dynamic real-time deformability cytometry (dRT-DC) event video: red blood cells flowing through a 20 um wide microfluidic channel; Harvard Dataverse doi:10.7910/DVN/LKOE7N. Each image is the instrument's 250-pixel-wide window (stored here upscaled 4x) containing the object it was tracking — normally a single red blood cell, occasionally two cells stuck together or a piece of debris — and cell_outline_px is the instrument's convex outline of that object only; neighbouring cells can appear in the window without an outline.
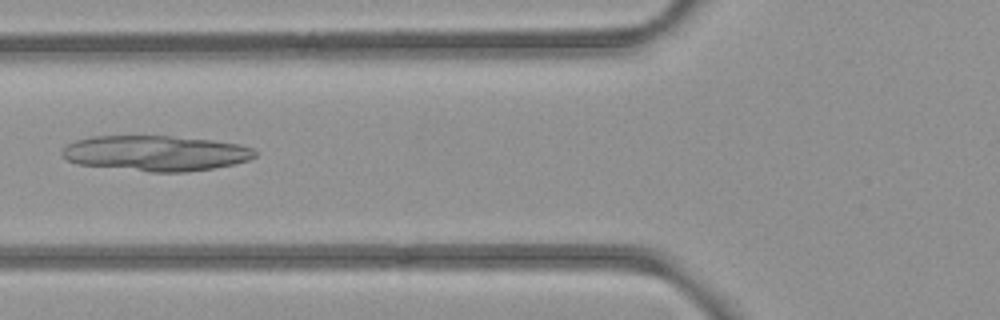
{"species": "common noctule bat (a hibernating species)", "species_latin": "Nyctalus noctula", "temperature_condition": "room temperature", "stored_images_in_passage": 33, "camera_frame_rate_fps": 3000, "um_per_image_px": 0.085, "animal": {"sex": "female", "body_mass_g": 21.9}, "frame": {"image": 1, "passage_image": 4, "time_ms": 1.0, "image_size_px": [1000, 320], "cell_outline_px": [[256, 156], [248, 160], [232, 164], [212, 168], [184, 172], [152, 172], [76, 164], [60, 156], [60, 152], [68, 144], [76, 140], [92, 136], [168, 136], [212, 140], [240, 144], [252, 148], [256, 152]], "centroid_in_image_um": [13.2, 13.02], "position_along_channel_um": 112.6, "area_um2": 39.77}}
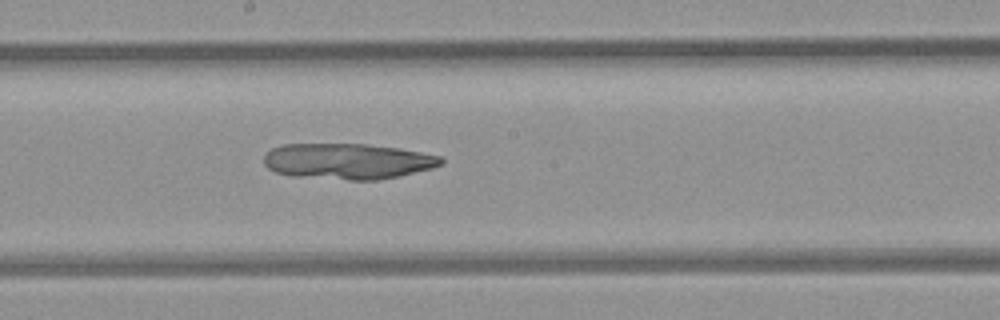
{"frame": {"image": 2, "passage_image": 12, "time_ms": 3.667, "image_size_px": [1000, 320], "cell_outline_px": [[444, 160], [440, 164], [432, 168], [396, 176], [376, 180], [348, 180], [292, 176], [276, 172], [268, 168], [264, 164], [264, 156], [272, 148], [284, 144], [368, 144], [400, 148], [440, 156]], "centroid_in_image_um": [29.52, 13.7], "position_along_channel_um": 218.7, "area_um2": 36.82}}
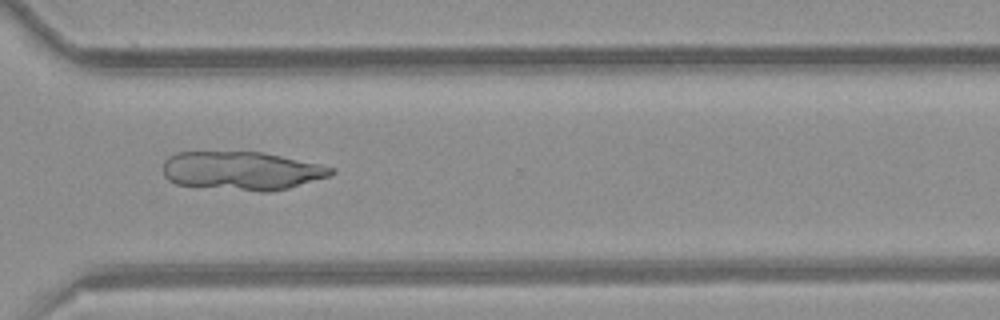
{"frame": {"image": 3, "passage_image": 22, "time_ms": 7.0, "image_size_px": [1000, 320], "cell_outline_px": [[336, 172], [328, 176], [288, 188], [272, 192], [260, 192], [176, 184], [168, 180], [164, 176], [164, 160], [168, 156], [176, 152], [264, 152], [336, 168]], "centroid_in_image_um": [20.54, 14.51], "position_along_channel_um": 350.1, "area_um2": 37.69}}